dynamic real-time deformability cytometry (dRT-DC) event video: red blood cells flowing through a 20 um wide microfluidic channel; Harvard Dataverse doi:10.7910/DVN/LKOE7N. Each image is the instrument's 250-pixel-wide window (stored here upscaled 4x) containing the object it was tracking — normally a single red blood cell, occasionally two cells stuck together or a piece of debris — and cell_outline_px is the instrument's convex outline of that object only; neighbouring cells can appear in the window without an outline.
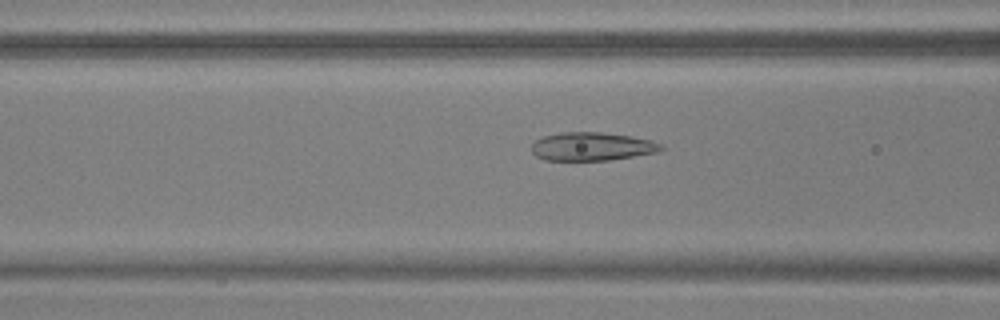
{"species": "common noctule bat (a hibernating species)", "species_latin": "Nyctalus noctula", "temperature_condition": "warm", "stored_images_in_passage": 51, "camera_frame_rate_fps": 3000, "um_per_image_px": 0.085, "animal": {"sex": "male", "body_mass_g": 17.9, "forearm_length_mm": 54.2}, "frame": {"image": 1, "passage_image": 19, "time_ms": 6.0, "image_size_px": [1000, 320], "cell_outline_px": [[664, 148], [656, 152], [608, 160], [544, 160], [536, 156], [532, 152], [532, 144], [536, 140], [544, 136], [560, 132], [600, 132], [632, 136], [652, 140], [660, 144]], "centroid_in_image_um": [50.29, 12.44], "position_along_channel_um": 116.3, "area_um2": 21.27}}
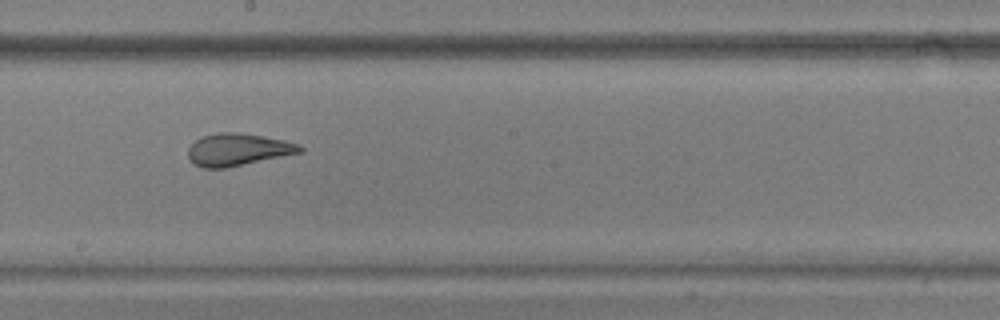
{"frame": {"image": 2, "passage_image": 28, "time_ms": 9.0, "image_size_px": [1000, 320], "cell_outline_px": [[304, 152], [224, 168], [204, 168], [192, 164], [188, 156], [188, 148], [200, 136], [220, 132], [240, 132], [284, 140], [300, 144], [304, 148]], "centroid_in_image_um": [20.22, 12.71], "position_along_channel_um": 228.0, "area_um2": 21.15}}
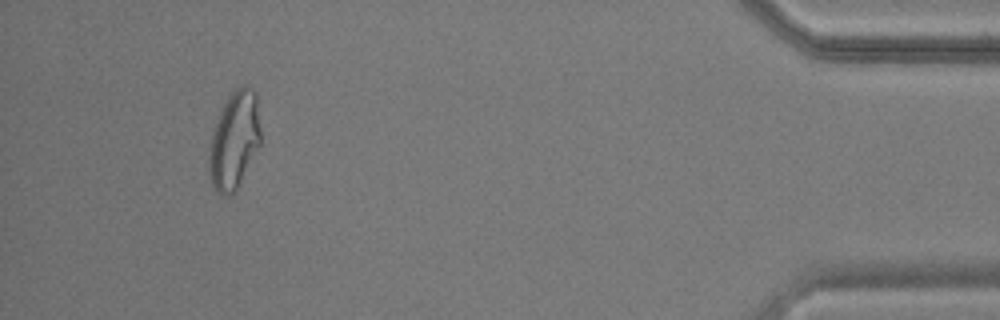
{"frame": {"image": 3, "passage_image": 48, "time_ms": 15.667, "image_size_px": [1000, 320], "cell_outline_px": [[260, 144], [236, 192], [224, 196], [220, 196], [216, 192], [212, 184], [208, 168], [208, 148], [212, 132], [228, 92], [244, 84], [252, 88], [256, 92], [260, 128]], "centroid_in_image_um": [19.9, 11.92], "position_along_channel_um": 415.3, "area_um2": 29.82}, "authors_computed_cell_mechanics": {"area_um2": 23.4668, "velocity_mm_per_s": 3.7145, "shape_relaxation_time_tau1_ms": 6.8774, "shape_relaxation_time_tau2_ms": 1.0522, "deformation_change_tau1": 0.1878, "deformation_change_tau2": 0.0899}}